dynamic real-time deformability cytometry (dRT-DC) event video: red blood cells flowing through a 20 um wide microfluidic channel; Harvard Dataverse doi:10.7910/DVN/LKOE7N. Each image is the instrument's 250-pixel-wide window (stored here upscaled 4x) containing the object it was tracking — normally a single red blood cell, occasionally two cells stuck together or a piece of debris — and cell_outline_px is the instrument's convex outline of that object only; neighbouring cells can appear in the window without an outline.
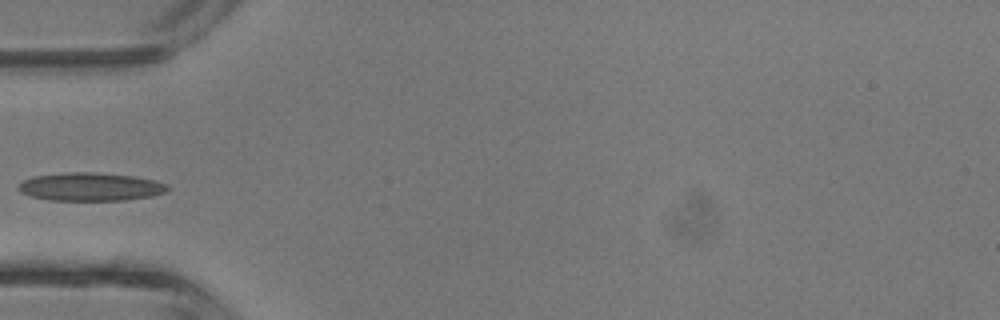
{"species": "common noctule bat (a hibernating species)", "species_latin": "Nyctalus noctula", "temperature_condition": "room temperature", "stored_images_in_passage": 4, "camera_frame_rate_fps": 3000, "um_per_image_px": 0.085, "animal": {"sex": "male", "body_mass_g": 13.3}, "frame": {"image": 1, "passage_image": 4, "time_ms": 3.667, "image_size_px": [1000, 320], "cell_outline_px": [[168, 188], [164, 192], [152, 196], [124, 200], [48, 200], [32, 196], [20, 192], [16, 188], [24, 180], [32, 176], [64, 172], [92, 172], [136, 176], [156, 180], [168, 184]], "centroid_in_image_um": [7.68, 15.86], "position_along_channel_um": 77.3, "area_um2": 24.62}}